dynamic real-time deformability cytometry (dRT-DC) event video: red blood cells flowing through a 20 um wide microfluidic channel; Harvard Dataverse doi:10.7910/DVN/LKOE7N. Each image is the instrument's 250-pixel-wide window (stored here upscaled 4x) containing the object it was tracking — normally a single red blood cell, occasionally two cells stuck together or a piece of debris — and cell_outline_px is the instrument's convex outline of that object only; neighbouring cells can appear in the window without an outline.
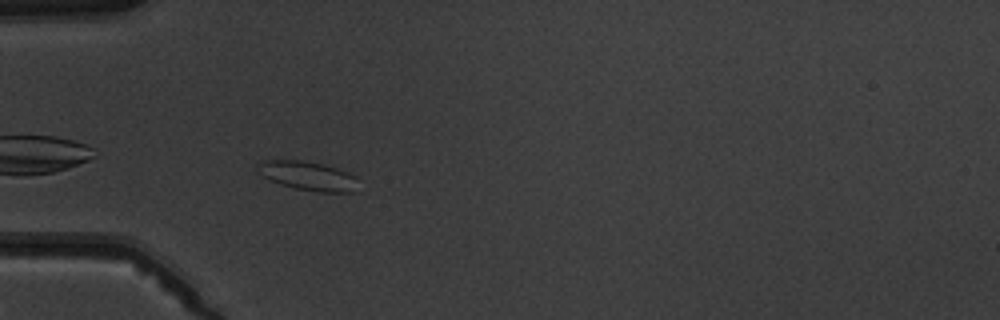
{"species": "common noctule bat (a hibernating species)", "species_latin": "Nyctalus noctula", "temperature_condition": "warm", "stored_images_in_passage": 4, "camera_frame_rate_fps": 3000, "um_per_image_px": 0.085, "animal": {"sex": "male", "body_mass_g": 19.5, "forearm_length_mm": 54.6}, "frame": {"image": 1, "passage_image": 4, "time_ms": 4.0, "image_size_px": [1000, 320], "cell_outline_px": [[356, 192], [320, 192], [296, 188], [280, 184], [264, 176], [256, 164], [264, 160], [304, 160], [324, 164], [348, 172], [352, 176]], "centroid_in_image_um": [26.15, 14.93], "position_along_channel_um": 58.8, "area_um2": 16.53}}